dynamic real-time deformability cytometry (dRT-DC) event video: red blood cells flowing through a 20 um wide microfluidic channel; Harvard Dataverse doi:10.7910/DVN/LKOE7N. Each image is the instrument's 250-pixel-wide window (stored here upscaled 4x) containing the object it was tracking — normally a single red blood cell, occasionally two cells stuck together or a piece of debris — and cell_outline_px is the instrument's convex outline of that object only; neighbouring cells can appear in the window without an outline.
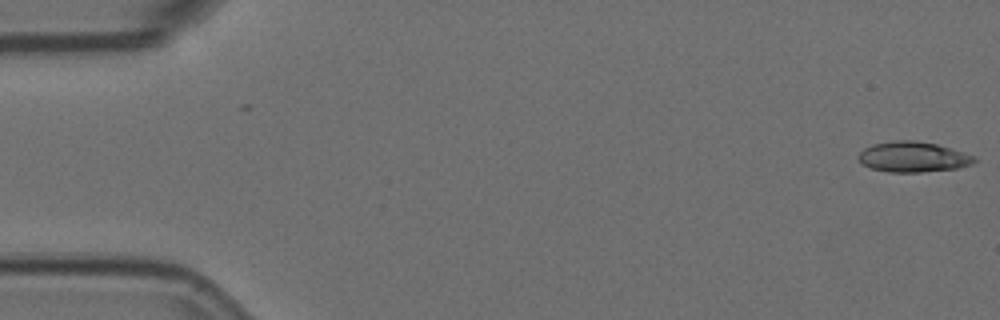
{"species": "Egyptian fruit bat (a non-hibernating species)", "species_latin": "Rousettus aegyptiacus", "temperature_condition": "room temperature", "stored_images_in_passage": 5, "camera_frame_rate_fps": 3000, "um_per_image_px": 0.085, "animal": {"sex": "female"}, "frame": {"image": 1, "passage_image": 1, "time_ms": 0.0, "image_size_px": [1000, 320], "cell_outline_px": [[976, 160], [972, 164], [956, 168], [920, 172], [888, 172], [872, 168], [864, 164], [856, 156], [864, 148], [872, 144], [892, 140], [916, 140], [936, 144], [976, 156]], "centroid_in_image_um": [77.59, 13.32], "position_along_channel_um": 7.4, "area_um2": 20.46}}
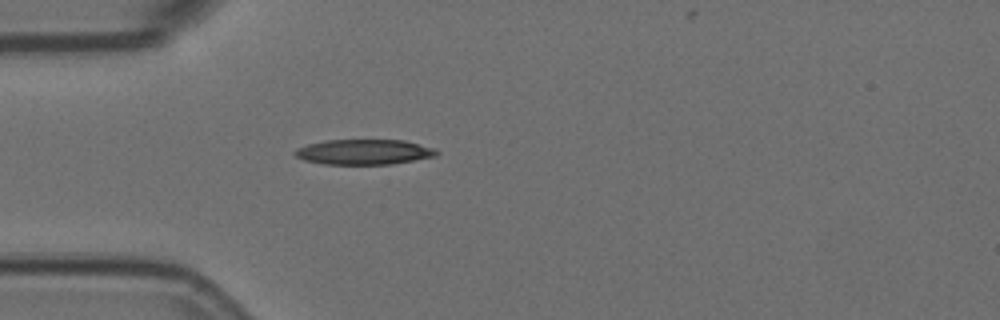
{"frame": {"image": 2, "passage_image": 4, "time_ms": 1.0, "image_size_px": [1000, 320], "cell_outline_px": [[440, 152], [436, 156], [392, 164], [324, 164], [304, 160], [296, 156], [292, 152], [296, 148], [308, 144], [324, 140], [404, 140], [436, 148]], "centroid_in_image_um": [30.95, 12.91], "position_along_channel_um": 54.1, "area_um2": 20.92}}